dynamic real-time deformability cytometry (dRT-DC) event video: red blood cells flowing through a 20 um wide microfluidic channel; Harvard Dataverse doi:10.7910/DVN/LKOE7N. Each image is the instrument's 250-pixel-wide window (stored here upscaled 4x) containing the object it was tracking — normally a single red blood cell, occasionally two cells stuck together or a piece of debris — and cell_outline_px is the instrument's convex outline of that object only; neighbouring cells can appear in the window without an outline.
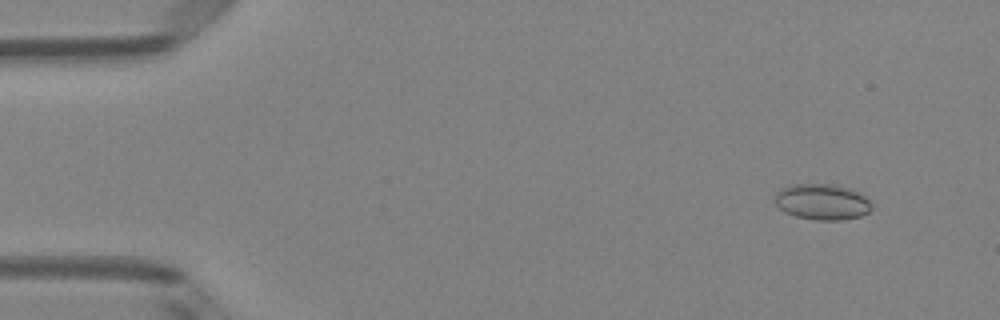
{"species": "Egyptian fruit bat (a non-hibernating species)", "species_latin": "Rousettus aegyptiacus", "temperature_condition": "room temperature", "stored_images_in_passage": 15, "camera_frame_rate_fps": 3000, "um_per_image_px": 0.085, "animal": {"sex": "female"}, "frame": {"image": 1, "passage_image": 5, "time_ms": 1.333, "image_size_px": [1000, 320], "cell_outline_px": [[872, 208], [868, 212], [860, 216], [840, 220], [816, 220], [796, 216], [784, 212], [776, 204], [776, 192], [780, 188], [792, 184], [836, 184], [848, 188], [864, 196], [872, 204]], "centroid_in_image_um": [69.87, 17.15], "position_along_channel_um": 15.1, "area_um2": 20.17}}